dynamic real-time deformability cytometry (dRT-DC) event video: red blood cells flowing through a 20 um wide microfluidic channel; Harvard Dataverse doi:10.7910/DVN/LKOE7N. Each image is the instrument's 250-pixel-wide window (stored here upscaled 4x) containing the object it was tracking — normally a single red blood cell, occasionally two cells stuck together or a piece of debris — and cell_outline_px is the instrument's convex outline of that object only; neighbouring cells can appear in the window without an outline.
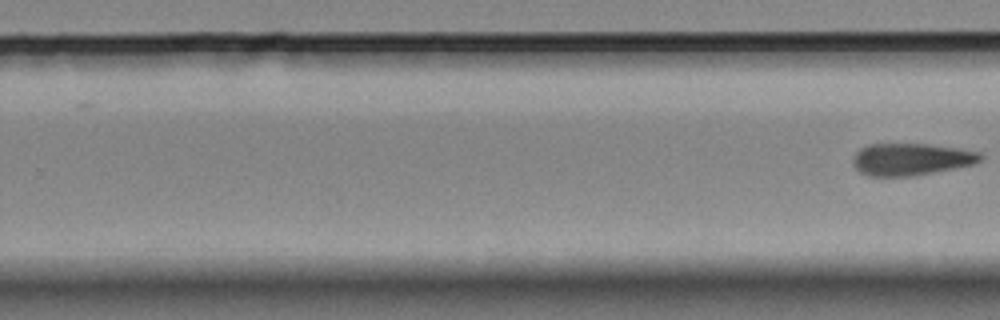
{"species": "Egyptian fruit bat (a non-hibernating species)", "species_latin": "Rousettus aegyptiacus", "temperature_condition": "room temperature", "stored_images_in_passage": 11, "segment_of_instrument_passage": [2, 2], "camera_frame_rate_fps": 3000, "um_per_image_px": 0.085, "animal": {"sex": "female"}, "frame": {"image": 1, "passage_image": 11, "time_ms": 13.333, "image_size_px": [1000, 320], "cell_outline_px": [[984, 160], [972, 164], [912, 176], [868, 176], [860, 172], [852, 164], [852, 156], [860, 148], [868, 144], [928, 144], [960, 148], [980, 152], [984, 156]], "centroid_in_image_um": [77.43, 13.53], "position_along_channel_um": 252.4, "area_um2": 23.93}}